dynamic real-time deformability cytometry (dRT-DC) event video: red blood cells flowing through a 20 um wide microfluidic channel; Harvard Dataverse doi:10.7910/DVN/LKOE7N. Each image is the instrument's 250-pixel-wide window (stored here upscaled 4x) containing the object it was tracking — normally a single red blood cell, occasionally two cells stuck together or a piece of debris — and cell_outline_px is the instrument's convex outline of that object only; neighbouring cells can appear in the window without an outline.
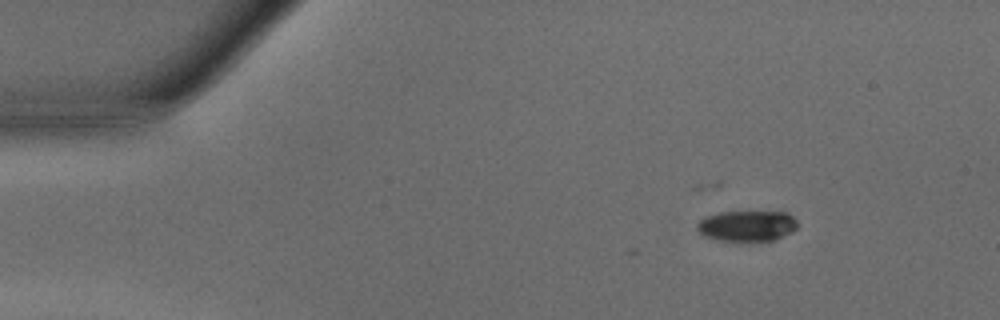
{"species": "common noctule bat (a hibernating species)", "species_latin": "Nyctalus noctula", "temperature_condition": "warm", "stored_images_in_passage": 34, "camera_frame_rate_fps": 3000, "um_per_image_px": 0.085, "animal": {"sex": "male", "body_mass_g": 15.6}, "frame": {"image": 1, "passage_image": 1, "time_ms": 0.0, "image_size_px": [1000, 320], "cell_outline_px": [[796, 228], [792, 232], [776, 240], [748, 244], [716, 240], [704, 236], [696, 228], [696, 224], [704, 216], [720, 212], [788, 212], [796, 220]], "centroid_in_image_um": [63.48, 19.25], "position_along_channel_um": 21.5, "area_um2": 18.79}}
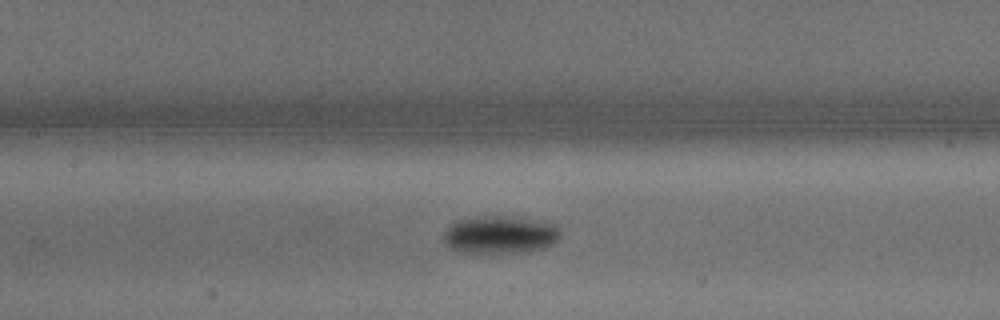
{"frame": {"image": 2, "passage_image": 17, "time_ms": 5.333, "image_size_px": [1000, 320], "cell_outline_px": [[560, 236], [552, 244], [544, 248], [520, 252], [464, 252], [452, 248], [444, 240], [444, 232], [456, 220], [476, 216], [512, 216], [556, 224], [560, 232]], "centroid_in_image_um": [42.52, 19.93], "position_along_channel_um": 164.9, "area_um2": 25.37}}
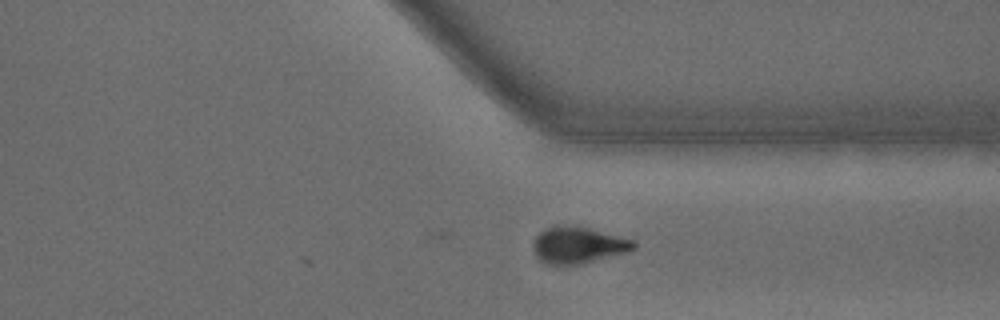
{"frame": {"image": 3, "passage_image": 31, "time_ms": 10.0, "image_size_px": [1000, 320], "cell_outline_px": [[636, 248], [628, 252], [580, 264], [548, 264], [540, 260], [536, 256], [532, 248], [532, 244], [536, 236], [540, 232], [548, 228], [584, 228], [632, 240], [636, 244]], "centroid_in_image_um": [49.12, 20.89], "position_along_channel_um": 362.3, "area_um2": 20.4}, "authors_computed_cell_mechanics": {"area_um2": 22.6576, "velocity_mm_per_s": 4.2329, "shape_relaxation_time_tau1_ms": 1.7981, "shape_relaxation_time_tau2_ms": null, "deformation_change_tau1": 0.1321, "deformation_change_tau2": null}}